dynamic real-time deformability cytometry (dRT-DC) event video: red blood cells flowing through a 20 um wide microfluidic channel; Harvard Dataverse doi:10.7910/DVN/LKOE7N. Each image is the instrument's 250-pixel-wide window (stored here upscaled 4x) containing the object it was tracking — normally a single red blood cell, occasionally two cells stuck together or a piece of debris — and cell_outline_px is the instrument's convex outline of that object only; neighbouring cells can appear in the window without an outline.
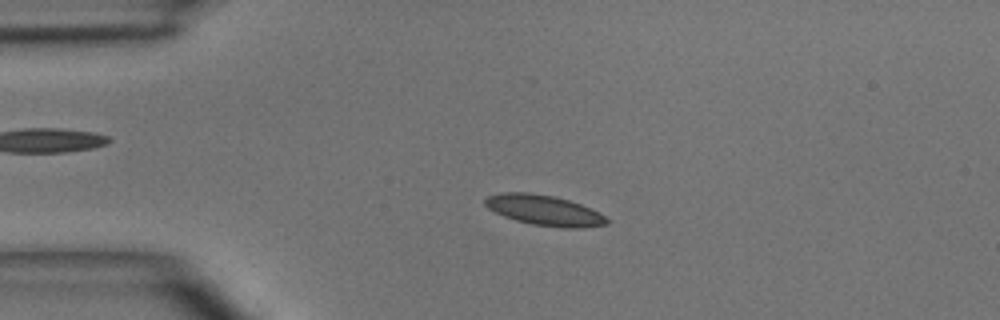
{"species": "common noctule bat (a hibernating species)", "species_latin": "Nyctalus noctula", "temperature_condition": "room temperature", "stored_images_in_passage": 5, "camera_frame_rate_fps": 3000, "um_per_image_px": 0.085, "animal": {"sex": "male", "body_mass_g": 15.6}, "frame": {"image": 1, "passage_image": 3, "time_ms": 2.0, "image_size_px": [1000, 320], "cell_outline_px": [[608, 224], [584, 228], [564, 228], [532, 224], [516, 220], [504, 216], [488, 208], [484, 204], [484, 200], [488, 196], [500, 192], [528, 192], [552, 196], [568, 200], [580, 204], [600, 212], [608, 220]], "centroid_in_image_um": [46.26, 17.87], "position_along_channel_um": 38.7, "area_um2": 21.44}}